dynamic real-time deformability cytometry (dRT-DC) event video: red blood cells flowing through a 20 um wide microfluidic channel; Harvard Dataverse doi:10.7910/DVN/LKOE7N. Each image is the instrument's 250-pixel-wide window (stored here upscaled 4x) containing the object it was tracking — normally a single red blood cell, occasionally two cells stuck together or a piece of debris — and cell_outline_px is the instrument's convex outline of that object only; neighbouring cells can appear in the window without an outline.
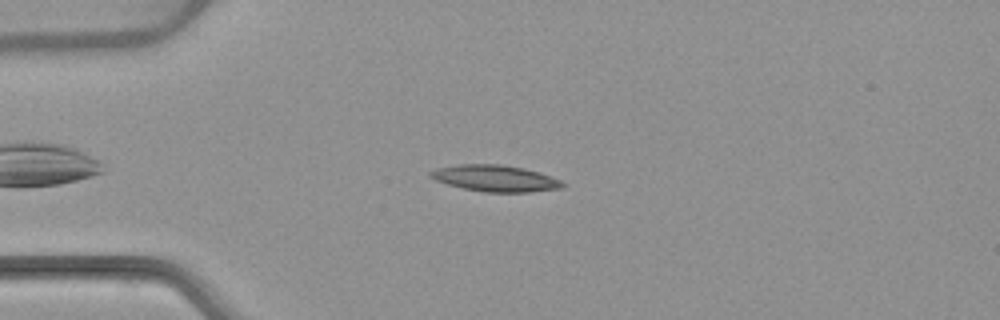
{"species": "common noctule bat (a hibernating species)", "species_latin": "Nyctalus noctula", "temperature_condition": "warm", "stored_images_in_passage": 5, "camera_frame_rate_fps": 3000, "um_per_image_px": 0.085, "animal": {"sex": "female", "body_mass_g": 22.7, "forearm_length_mm": 54.2}, "frame": {"image": 1, "passage_image": 2, "time_ms": 1.333, "image_size_px": [1000, 320], "cell_outline_px": [[568, 184], [564, 188], [528, 192], [484, 192], [464, 188], [448, 184], [436, 180], [428, 176], [428, 172], [436, 168], [456, 164], [500, 164], [524, 168], [540, 172], [560, 180]], "centroid_in_image_um": [42.11, 15.15], "position_along_channel_um": 42.9, "area_um2": 20.52}}
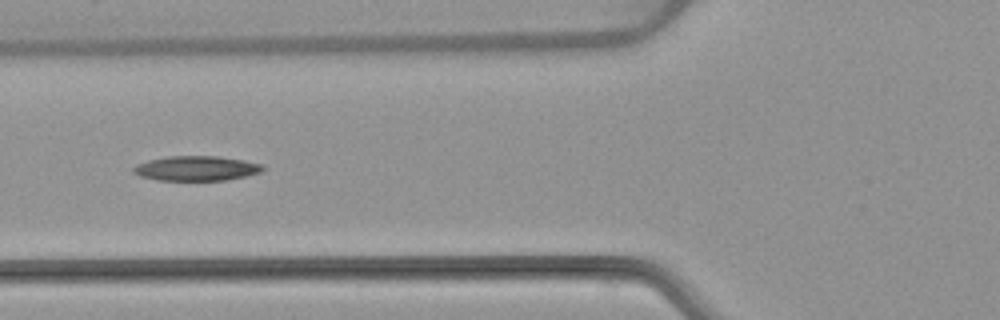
{"frame": {"image": 2, "passage_image": 4, "time_ms": 3.667, "image_size_px": [1000, 320], "cell_outline_px": [[264, 168], [260, 172], [244, 176], [224, 180], [156, 180], [140, 176], [132, 172], [132, 168], [136, 164], [148, 160], [168, 156], [216, 156], [244, 160], [264, 164]], "centroid_in_image_um": [16.66, 14.3], "position_along_channel_um": 109.1, "area_um2": 18.67}}
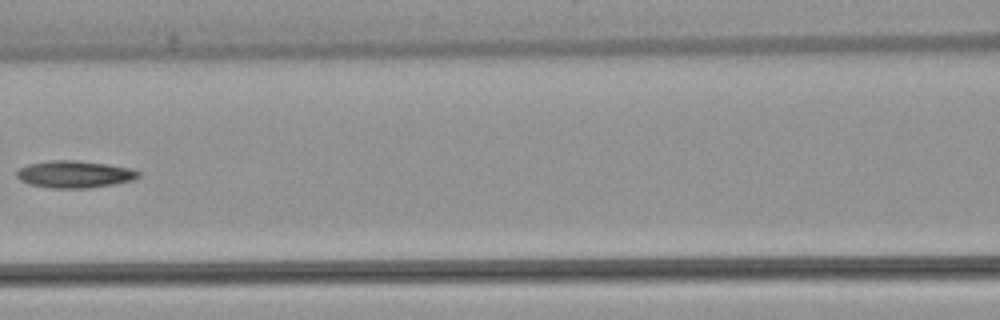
{"frame": {"image": 3, "passage_image": 5, "time_ms": 5.0, "image_size_px": [1000, 320], "cell_outline_px": [[140, 176], [132, 180], [112, 184], [88, 188], [52, 188], [28, 184], [20, 180], [16, 176], [16, 172], [20, 168], [28, 164], [52, 160], [76, 160], [108, 164], [128, 168], [140, 172]], "centroid_in_image_um": [6.3, 14.81], "position_along_channel_um": 160.3, "area_um2": 19.13}}